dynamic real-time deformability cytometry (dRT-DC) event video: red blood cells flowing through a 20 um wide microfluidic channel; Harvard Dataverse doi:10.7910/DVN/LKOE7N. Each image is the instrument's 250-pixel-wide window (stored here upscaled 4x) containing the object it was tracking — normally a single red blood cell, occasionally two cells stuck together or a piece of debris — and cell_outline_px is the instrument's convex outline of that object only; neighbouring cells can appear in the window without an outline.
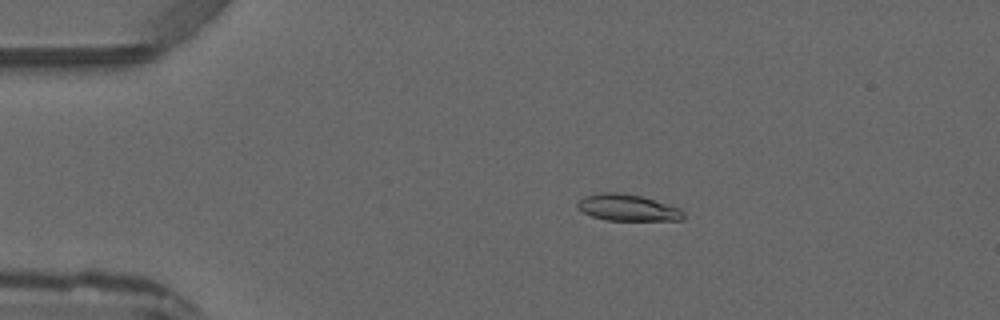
{"species": "common noctule bat (a hibernating species)", "species_latin": "Nyctalus noctula", "temperature_condition": "warm", "stored_images_in_passage": 3, "camera_frame_rate_fps": 3000, "um_per_image_px": 0.085, "animal": {"sex": "male", "forearm_length_mm": 52.5}, "frame": {"image": 1, "passage_image": 1, "time_ms": 0.0, "image_size_px": [1000, 320], "cell_outline_px": [[684, 216], [680, 220], [604, 220], [592, 216], [584, 212], [576, 204], [584, 196], [600, 192], [616, 192], [640, 196], [680, 208], [684, 212]], "centroid_in_image_um": [53.34, 17.65], "position_along_channel_um": 31.7, "area_um2": 16.13}}